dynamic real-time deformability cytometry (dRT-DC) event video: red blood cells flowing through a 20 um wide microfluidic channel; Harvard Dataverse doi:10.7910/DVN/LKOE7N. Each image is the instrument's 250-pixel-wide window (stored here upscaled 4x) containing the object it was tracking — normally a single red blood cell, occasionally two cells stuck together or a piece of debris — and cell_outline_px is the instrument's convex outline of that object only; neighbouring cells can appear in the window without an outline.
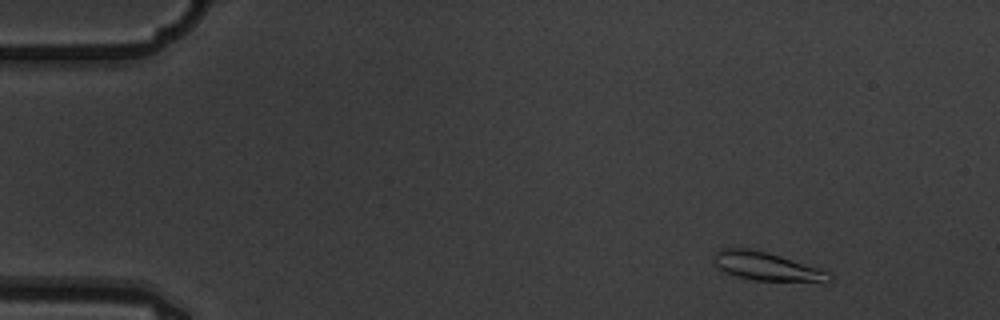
{"species": "common noctule bat (a hibernating species)", "species_latin": "Nyctalus noctula", "temperature_condition": "warm", "stored_images_in_passage": 6, "camera_frame_rate_fps": 3000, "um_per_image_px": 0.085, "animal": {"sex": "male", "body_mass_g": 19.5, "forearm_length_mm": 54.6}, "frame": {"image": 1, "passage_image": 2, "time_ms": 0.333, "image_size_px": [1000, 320], "cell_outline_px": [[832, 280], [756, 280], [736, 276], [724, 272], [712, 260], [716, 252], [724, 248], [748, 248], [768, 252], [828, 272], [832, 276]], "centroid_in_image_um": [65.04, 22.61], "position_along_channel_um": 20.0, "area_um2": 18.26}}